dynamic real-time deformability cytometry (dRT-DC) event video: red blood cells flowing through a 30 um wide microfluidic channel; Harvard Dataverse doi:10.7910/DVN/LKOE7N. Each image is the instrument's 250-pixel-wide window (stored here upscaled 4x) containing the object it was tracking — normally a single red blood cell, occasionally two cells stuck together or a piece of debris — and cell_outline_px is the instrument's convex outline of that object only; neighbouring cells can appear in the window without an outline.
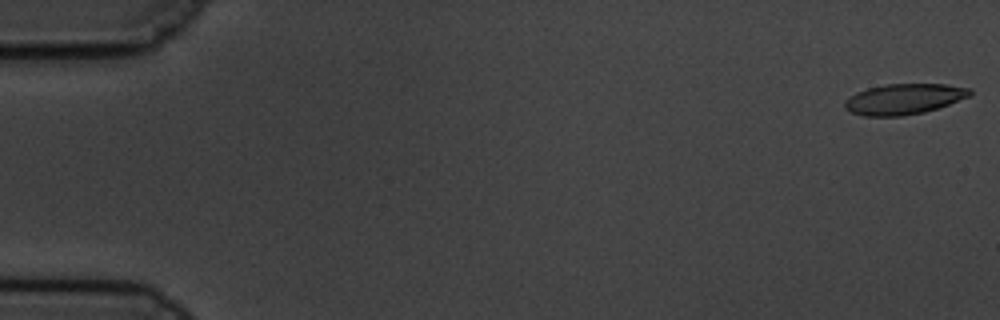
{"species": "common noctule bat (a hibernating species)", "species_latin": "Nyctalus noctula", "temperature_condition": "cold", "stored_images_in_passage": 56, "camera_frame_rate_fps": 3000, "um_per_image_px": 0.085, "animal": {"sex": "male", "body_mass_g": 19.5, "forearm_length_mm": 54.6}, "frame": {"image": 1, "passage_image": 1, "time_ms": 0.0, "image_size_px": [1000, 320], "cell_outline_px": [[972, 96], [924, 112], [900, 116], [864, 116], [852, 112], [844, 108], [844, 104], [856, 92], [868, 88], [888, 84], [944, 84], [972, 88]], "centroid_in_image_um": [76.88, 8.41], "position_along_channel_um": 8.1, "area_um2": 22.14}}
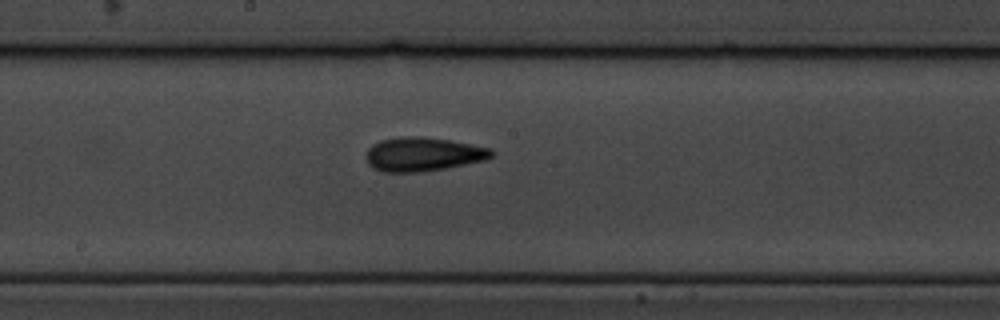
{"frame": {"image": 2, "passage_image": 30, "time_ms": 9.667, "image_size_px": [1000, 320], "cell_outline_px": [[496, 152], [488, 160], [448, 168], [420, 172], [380, 172], [372, 168], [368, 164], [364, 156], [368, 148], [372, 144], [380, 140], [400, 136], [424, 136], [448, 140], [492, 148]], "centroid_in_image_um": [35.95, 13.11], "position_along_channel_um": 212.3, "area_um2": 25.37}}
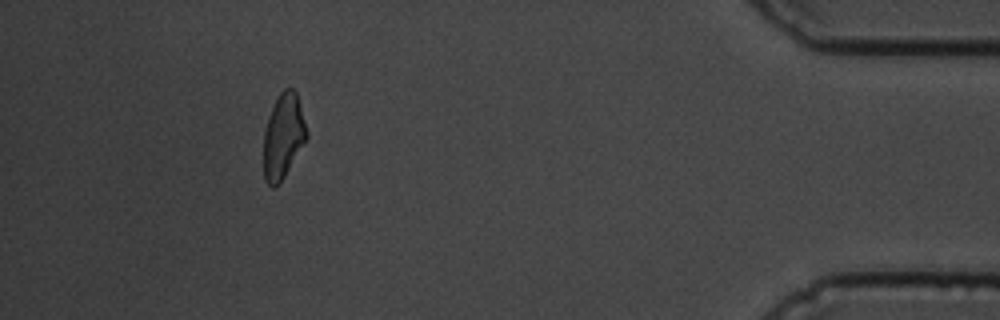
{"frame": {"image": 3, "passage_image": 51, "time_ms": 16.667, "image_size_px": [1000, 320], "cell_outline_px": [[308, 136], [284, 176], [276, 188], [272, 188], [264, 180], [264, 132], [268, 116], [280, 92], [284, 88], [292, 88], [296, 92], [308, 132]], "centroid_in_image_um": [24.07, 11.58], "position_along_channel_um": 411.1, "area_um2": 21.04}, "authors_computed_cell_mechanics": {"area_um2": 22.7732, "velocity_mm_per_s": 3.6221, "shape_relaxation_time_tau1_ms": 3.4519, "shape_relaxation_time_tau2_ms": 3.8458, "deformation_change_tau1": 0.1367, "deformation_change_tau2": 0.1099}}